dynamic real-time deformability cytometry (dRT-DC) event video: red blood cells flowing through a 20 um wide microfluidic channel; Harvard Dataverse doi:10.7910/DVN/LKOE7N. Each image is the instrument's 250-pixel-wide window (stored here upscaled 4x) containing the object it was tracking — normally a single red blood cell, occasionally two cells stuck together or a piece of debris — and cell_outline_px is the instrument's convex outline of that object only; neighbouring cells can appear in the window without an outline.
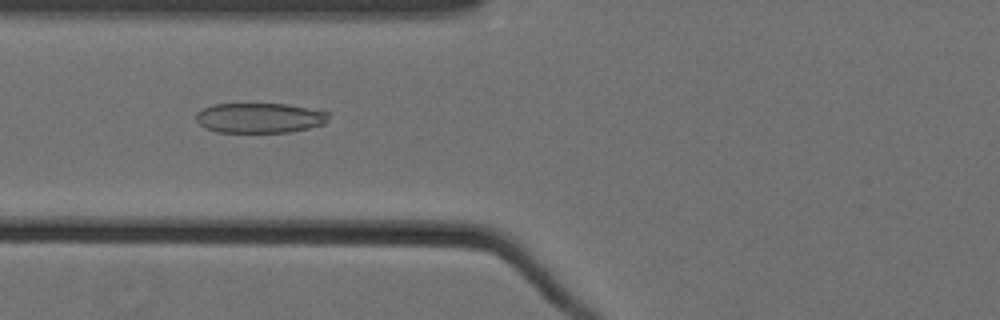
{"species": "Egyptian fruit bat (a non-hibernating species)", "species_latin": "Rousettus aegyptiacus", "temperature_condition": "cold", "stored_images_in_passage": 43, "camera_frame_rate_fps": 3000, "um_per_image_px": 0.085, "animal": {"sex": "female"}, "frame": {"image": 1, "passage_image": 10, "time_ms": 3.0, "image_size_px": [1000, 320], "cell_outline_px": [[328, 120], [324, 124], [308, 128], [288, 132], [216, 132], [204, 128], [196, 120], [196, 112], [212, 104], [288, 104], [324, 108], [328, 112]], "centroid_in_image_um": [22.13, 10.01], "position_along_channel_um": 103.7, "area_um2": 23.64}}
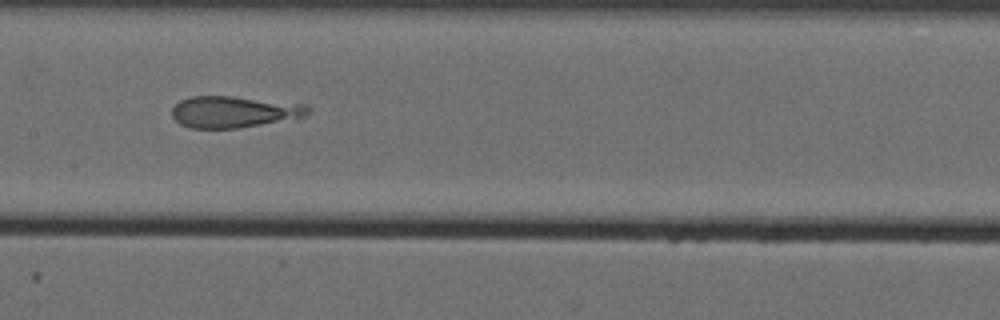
{"frame": {"image": 2, "passage_image": 17, "time_ms": 5.333, "image_size_px": [1000, 320], "cell_outline_px": [[308, 112], [300, 120], [240, 128], [188, 128], [180, 124], [172, 116], [172, 108], [180, 100], [192, 96], [232, 96], [308, 104]], "centroid_in_image_um": [19.96, 9.52], "position_along_channel_um": 187.4, "area_um2": 25.61}}
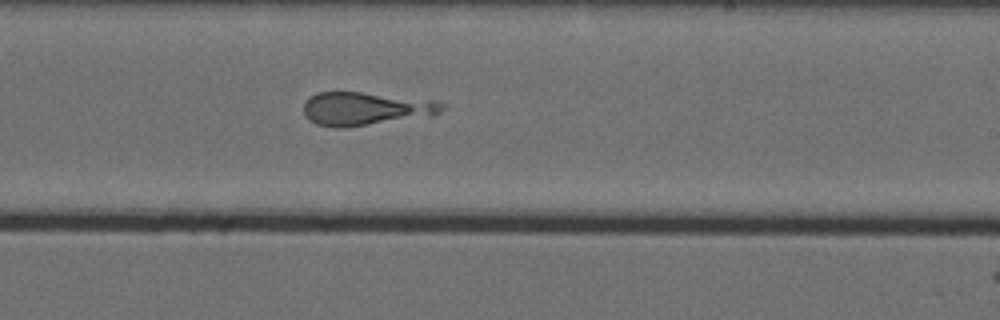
{"frame": {"image": 3, "passage_image": 23, "time_ms": 7.333, "image_size_px": [1000, 320], "cell_outline_px": [[448, 104], [436, 116], [344, 128], [336, 128], [316, 124], [308, 120], [304, 116], [304, 104], [316, 92], [360, 92], [436, 100]], "centroid_in_image_um": [31.15, 9.25], "position_along_channel_um": 257.9, "area_um2": 27.4}}